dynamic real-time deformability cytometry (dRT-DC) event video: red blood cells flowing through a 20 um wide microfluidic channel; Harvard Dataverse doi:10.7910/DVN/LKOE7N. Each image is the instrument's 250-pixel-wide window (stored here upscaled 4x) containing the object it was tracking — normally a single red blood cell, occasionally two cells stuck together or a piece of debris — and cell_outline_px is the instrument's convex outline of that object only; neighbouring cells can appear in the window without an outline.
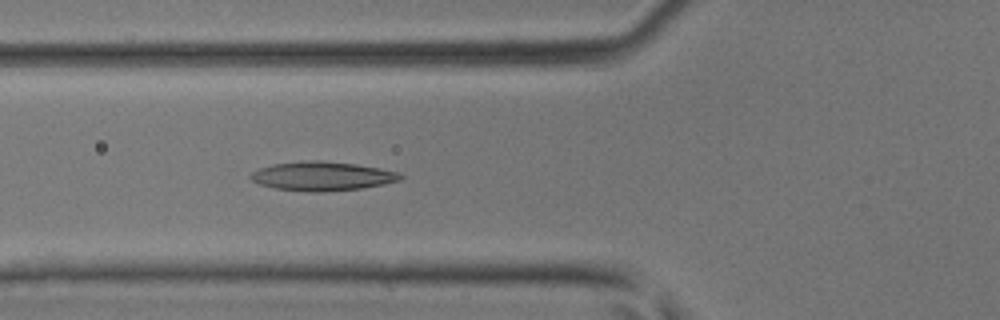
{"species": "common noctule bat (a hibernating species)", "species_latin": "Nyctalus noctula", "temperature_condition": "room temperature", "stored_images_in_passage": 45, "camera_frame_rate_fps": 3000, "um_per_image_px": 0.085, "animal": {"sex": "male", "body_mass_g": 17.9, "forearm_length_mm": 54.2}, "frame": {"image": 1, "passage_image": 17, "time_ms": 5.333, "image_size_px": [1000, 320], "cell_outline_px": [[404, 176], [400, 180], [384, 184], [360, 188], [324, 192], [312, 192], [276, 188], [260, 184], [252, 180], [248, 176], [252, 172], [260, 168], [272, 164], [312, 160], [320, 160], [356, 164], [380, 168], [396, 172]], "centroid_in_image_um": [27.38, 14.97], "position_along_channel_um": 98.4, "area_um2": 25.14}}
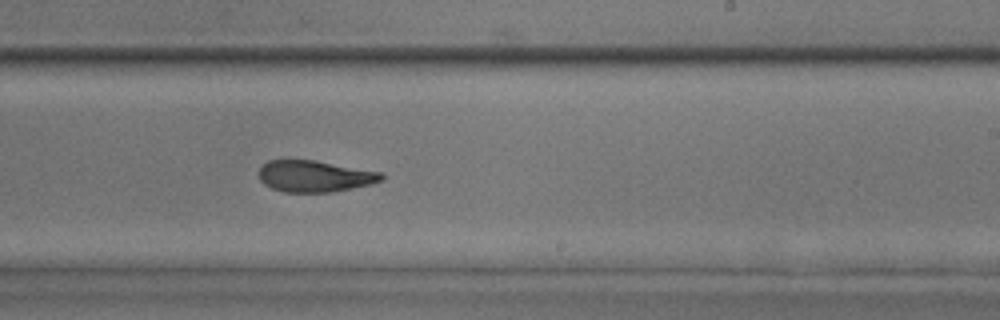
{"frame": {"image": 2, "passage_image": 28, "time_ms": 9.0, "image_size_px": [1000, 320], "cell_outline_px": [[384, 180], [372, 184], [332, 192], [284, 192], [272, 188], [264, 184], [260, 180], [260, 168], [268, 160], [312, 160], [384, 172]], "centroid_in_image_um": [26.8, 14.98], "position_along_channel_um": 262.2, "area_um2": 22.48}}
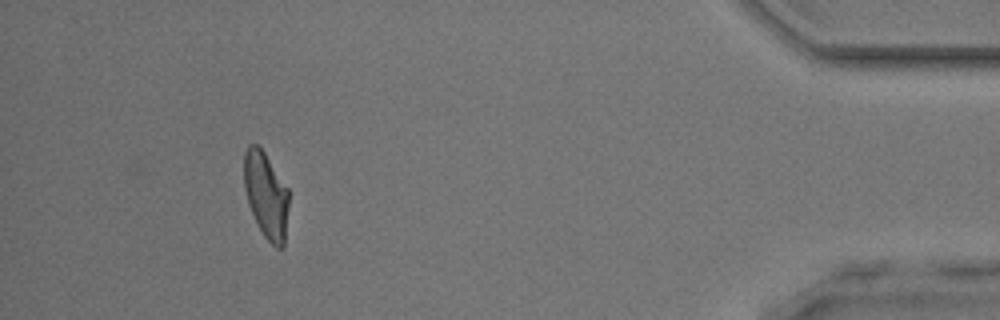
{"frame": {"image": 3, "passage_image": 42, "time_ms": 13.667, "image_size_px": [1000, 320], "cell_outline_px": [[288, 208], [284, 248], [276, 248], [264, 236], [248, 204], [244, 188], [244, 152], [248, 144], [256, 144], [264, 152], [288, 188]], "centroid_in_image_um": [22.61, 16.58], "position_along_channel_um": 412.6, "area_um2": 22.37}}